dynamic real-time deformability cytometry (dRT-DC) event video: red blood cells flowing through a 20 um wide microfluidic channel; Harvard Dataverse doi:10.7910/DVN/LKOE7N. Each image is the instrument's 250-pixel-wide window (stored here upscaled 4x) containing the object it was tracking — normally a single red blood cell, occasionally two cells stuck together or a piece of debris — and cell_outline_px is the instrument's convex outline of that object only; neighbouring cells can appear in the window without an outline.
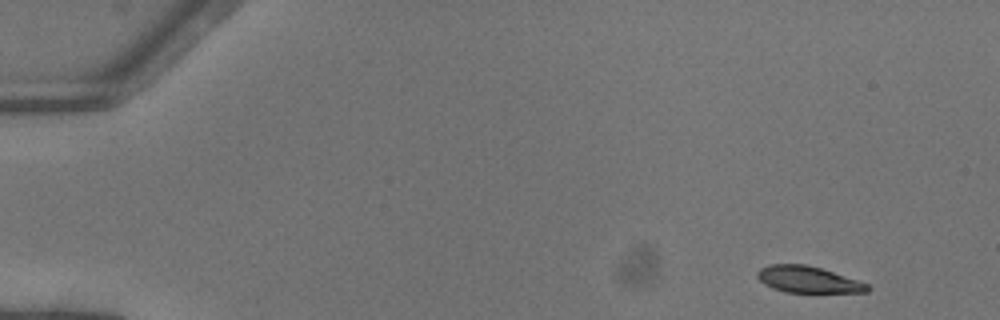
{"species": "common noctule bat (a hibernating species)", "species_latin": "Nyctalus noctula", "temperature_condition": "warm", "stored_images_in_passage": 48, "camera_frame_rate_fps": 3000, "um_per_image_px": 0.085, "animal": {"sex": "female"}, "frame": {"image": 1, "passage_image": 1, "time_ms": 0.0, "image_size_px": [1000, 320], "cell_outline_px": [[872, 288], [868, 292], [784, 292], [772, 288], [764, 284], [756, 276], [756, 272], [760, 268], [772, 264], [804, 264], [820, 268], [868, 284]], "centroid_in_image_um": [68.65, 23.76], "position_along_channel_um": 16.4, "area_um2": 16.82}}
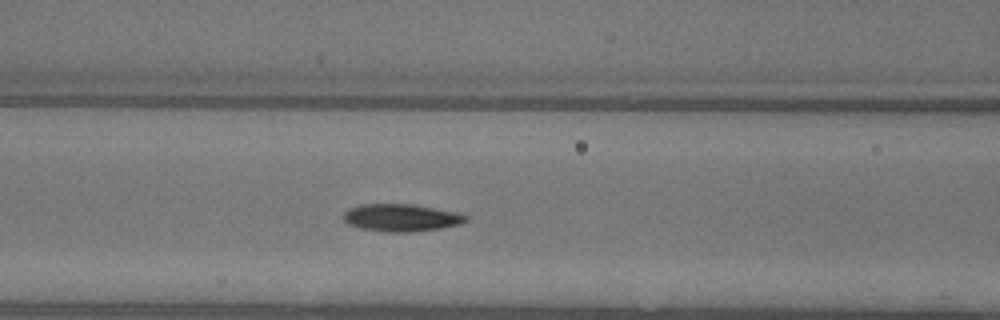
{"frame": {"image": 2, "passage_image": 19, "time_ms": 6.0, "image_size_px": [1000, 320], "cell_outline_px": [[468, 220], [460, 224], [440, 228], [412, 232], [388, 232], [360, 228], [348, 224], [344, 220], [344, 212], [348, 208], [360, 204], [412, 204], [460, 212], [468, 216]], "centroid_in_image_um": [34.12, 18.49], "position_along_channel_um": 132.5, "area_um2": 19.71}}
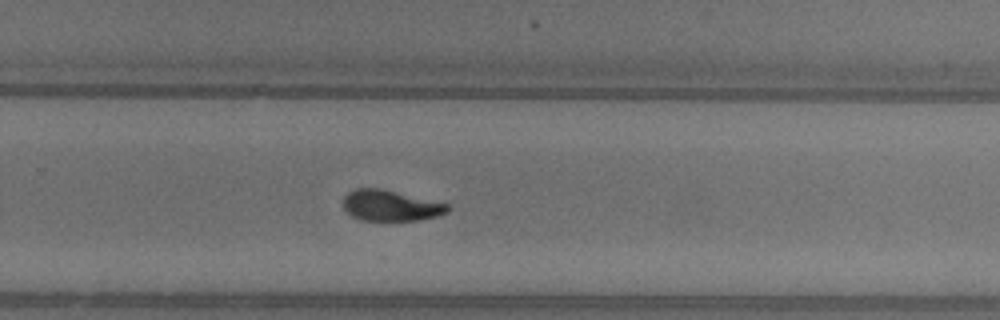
{"frame": {"image": 3, "passage_image": 31, "time_ms": 10.0, "image_size_px": [1000, 320], "cell_outline_px": [[448, 212], [436, 216], [420, 220], [360, 220], [352, 216], [344, 208], [344, 196], [348, 192], [356, 188], [380, 188], [448, 204]], "centroid_in_image_um": [33.17, 17.47], "position_along_channel_um": 296.6, "area_um2": 18.5}, "authors_computed_cell_mechanics": {"area_um2": 19.1607, "velocity_mm_per_s": 4.1089, "shape_relaxation_time_tau1_ms": 3.8614, "shape_relaxation_time_tau2_ms": 2.3169, "deformation_change_tau1": 0.1686, "deformation_change_tau2": 0.0825}}